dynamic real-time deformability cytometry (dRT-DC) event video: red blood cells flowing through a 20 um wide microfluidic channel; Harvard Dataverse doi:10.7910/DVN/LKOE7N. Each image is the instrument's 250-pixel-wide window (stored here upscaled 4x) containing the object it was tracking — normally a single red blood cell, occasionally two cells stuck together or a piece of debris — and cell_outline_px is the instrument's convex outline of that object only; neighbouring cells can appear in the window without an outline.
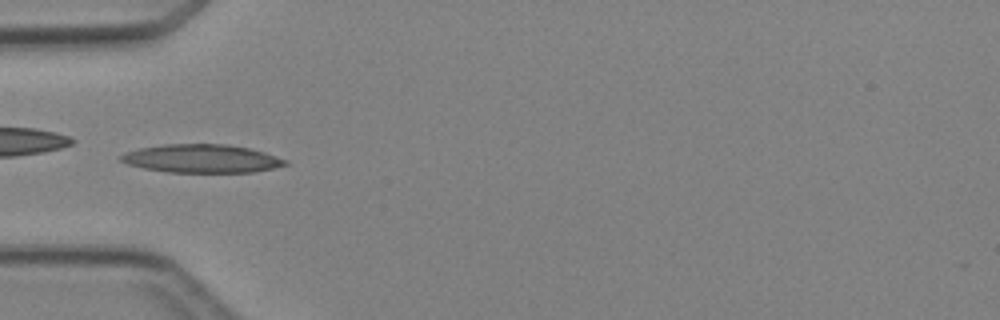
{"species": "Egyptian fruit bat (a non-hibernating species)", "species_latin": "Rousettus aegyptiacus", "temperature_condition": "cold", "stored_images_in_passage": 5, "camera_frame_rate_fps": 3000, "um_per_image_px": 0.085, "animal": {"sex": "female"}, "frame": {"image": 1, "passage_image": 5, "time_ms": 4.667, "image_size_px": [1000, 320], "cell_outline_px": [[288, 164], [272, 168], [252, 172], [168, 172], [144, 168], [128, 164], [120, 160], [120, 156], [128, 152], [140, 148], [164, 144], [224, 144], [248, 148], [264, 152], [288, 160]], "centroid_in_image_um": [17.16, 13.48], "position_along_channel_um": 67.8, "area_um2": 26.82}}